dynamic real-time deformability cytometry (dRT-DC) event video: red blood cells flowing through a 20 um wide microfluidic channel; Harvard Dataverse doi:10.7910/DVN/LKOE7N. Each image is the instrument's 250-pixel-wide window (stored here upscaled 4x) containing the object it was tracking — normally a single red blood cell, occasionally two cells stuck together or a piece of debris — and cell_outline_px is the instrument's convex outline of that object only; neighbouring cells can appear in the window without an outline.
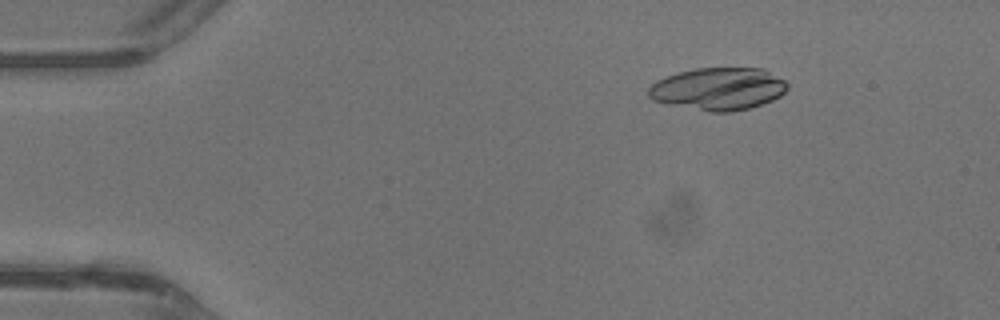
{"species": "common noctule bat (a hibernating species)", "species_latin": "Nyctalus noctula", "temperature_condition": "warm", "stored_images_in_passage": 44, "segment_of_instrument_passage": [1, 2], "camera_frame_rate_fps": 3000, "um_per_image_px": 0.085, "animal": {"sex": "male", "body_mass_g": 13.3}, "frame": {"image": 1, "passage_image": 7, "time_ms": 2.0, "image_size_px": [1000, 320], "cell_outline_px": [[788, 88], [780, 96], [772, 100], [748, 108], [728, 112], [708, 112], [668, 104], [652, 100], [648, 96], [648, 88], [656, 80], [680, 72], [696, 68], [764, 68], [784, 80], [788, 84]], "centroid_in_image_um": [61.05, 7.55], "position_along_channel_um": 23.9, "area_um2": 34.33}}